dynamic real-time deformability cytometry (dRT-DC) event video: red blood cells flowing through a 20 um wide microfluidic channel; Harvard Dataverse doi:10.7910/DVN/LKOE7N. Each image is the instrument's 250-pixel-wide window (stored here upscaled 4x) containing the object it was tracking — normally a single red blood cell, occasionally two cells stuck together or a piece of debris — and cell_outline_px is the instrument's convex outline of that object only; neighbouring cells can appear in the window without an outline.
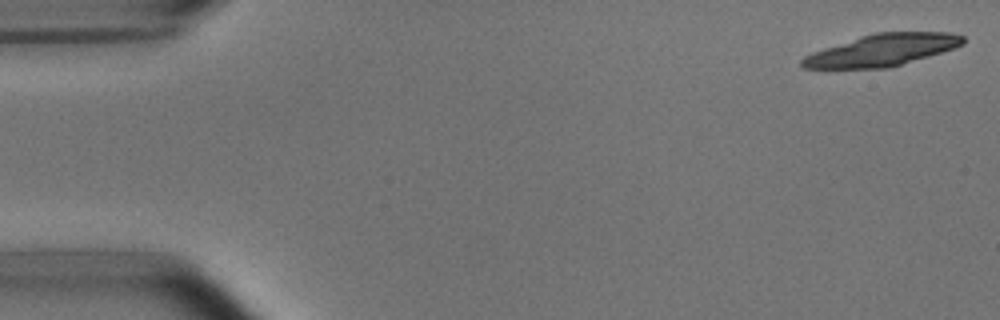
{"species": "common noctule bat (a hibernating species)", "species_latin": "Nyctalus noctula", "temperature_condition": "room temperature", "stored_images_in_passage": 39, "camera_frame_rate_fps": 3000, "um_per_image_px": 0.085, "animal": {"sex": "male", "body_mass_g": 15.6}, "frame": {"image": 1, "passage_image": 1, "time_ms": 0.0, "image_size_px": [1000, 320], "cell_outline_px": [[964, 44], [928, 56], [888, 68], [804, 68], [800, 64], [800, 60], [804, 56], [812, 52], [860, 36], [876, 32], [948, 32], [964, 36]], "centroid_in_image_um": [74.95, 4.25], "position_along_channel_um": 10.0, "area_um2": 29.54}}